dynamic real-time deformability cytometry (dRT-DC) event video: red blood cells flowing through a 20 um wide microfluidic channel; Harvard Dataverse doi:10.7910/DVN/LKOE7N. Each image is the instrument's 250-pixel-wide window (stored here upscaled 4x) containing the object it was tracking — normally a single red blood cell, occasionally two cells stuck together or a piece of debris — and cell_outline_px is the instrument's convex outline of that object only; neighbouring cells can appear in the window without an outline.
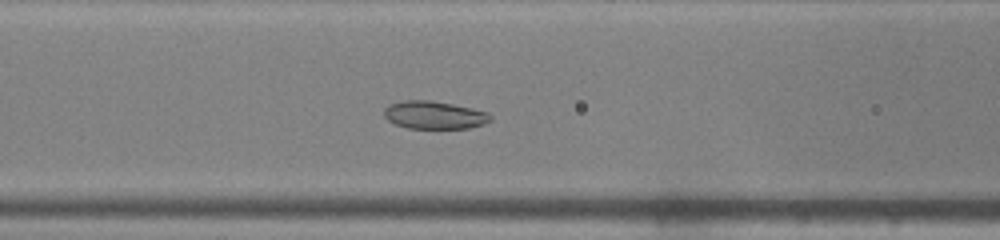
{"species": "common noctule bat (a hibernating species)", "species_latin": "Nyctalus noctula", "temperature_condition": "warm", "stored_images_in_passage": 42, "camera_frame_rate_fps": 3000, "um_per_image_px": 0.085, "animal": {"sex": "male", "body_mass_g": 19.0, "forearm_length_mm": 50.8}, "frame": {"image": 1, "passage_image": 15, "time_ms": 4.667, "image_size_px": [1000, 240], "cell_outline_px": [[492, 120], [484, 124], [468, 128], [408, 128], [396, 124], [388, 120], [384, 116], [384, 108], [388, 104], [404, 100], [428, 100], [452, 104], [472, 108], [488, 112], [492, 116]], "centroid_in_image_um": [36.92, 9.77], "position_along_channel_um": 129.7, "area_um2": 17.28}}
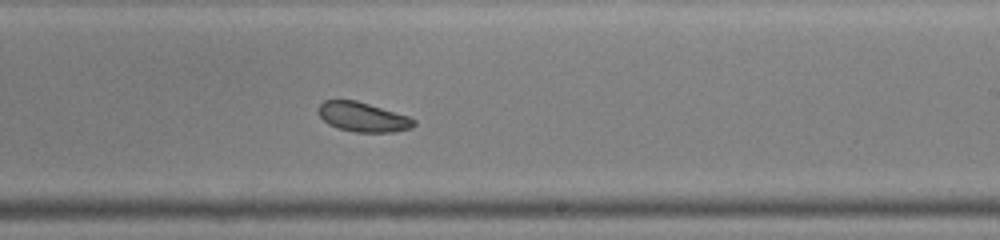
{"frame": {"image": 2, "passage_image": 24, "time_ms": 7.667, "image_size_px": [1000, 240], "cell_outline_px": [[416, 124], [412, 128], [392, 132], [356, 132], [336, 128], [328, 124], [320, 116], [316, 108], [324, 100], [356, 100], [408, 116], [416, 120]], "centroid_in_image_um": [30.83, 9.95], "position_along_channel_um": 258.2, "area_um2": 16.47}}
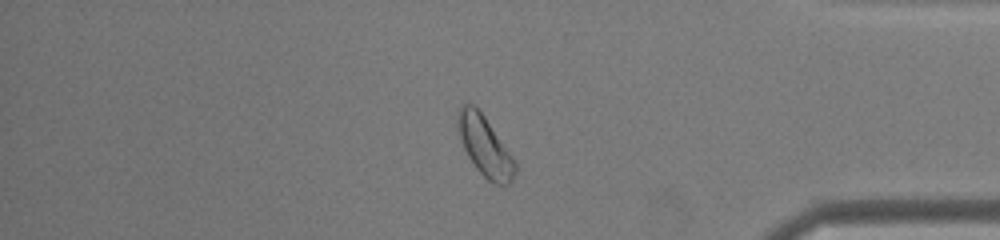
{"frame": {"image": 3, "passage_image": 35, "time_ms": 11.333, "image_size_px": [1000, 240], "cell_outline_px": [[516, 172], [512, 180], [508, 184], [492, 184], [476, 168], [468, 156], [460, 140], [456, 124], [460, 104], [472, 104], [484, 116], [516, 160]], "centroid_in_image_um": [41.21, 12.43], "position_along_channel_um": 394.0, "area_um2": 19.94}, "authors_computed_cell_mechanics": {"area_um2": 18.9006, "velocity_mm_per_s": 4.2955, "shape_relaxation_time_tau1_ms": 7.8821, "shape_relaxation_time_tau2_ms": null, "deformation_change_tau1": 0.1, "deformation_change_tau2": null}}